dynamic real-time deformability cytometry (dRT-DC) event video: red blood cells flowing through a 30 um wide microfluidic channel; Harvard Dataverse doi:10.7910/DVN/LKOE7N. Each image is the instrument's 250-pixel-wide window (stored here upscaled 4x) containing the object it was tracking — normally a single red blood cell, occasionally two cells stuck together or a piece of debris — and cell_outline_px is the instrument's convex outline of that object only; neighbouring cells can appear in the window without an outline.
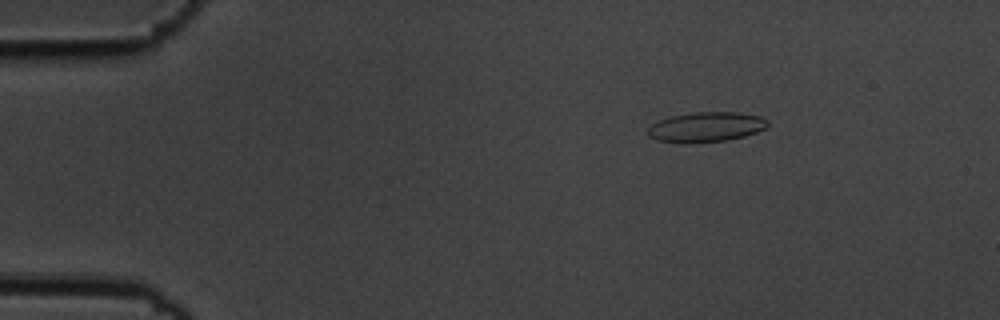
{"species": "common noctule bat (a hibernating species)", "species_latin": "Nyctalus noctula", "temperature_condition": "cold", "stored_images_in_passage": 6, "camera_frame_rate_fps": 3000, "um_per_image_px": 0.085, "animal": {"sex": "male", "body_mass_g": 19.5, "forearm_length_mm": 54.6}, "frame": {"image": 1, "passage_image": 3, "time_ms": 0.667, "image_size_px": [1000, 320], "cell_outline_px": [[768, 124], [764, 128], [756, 132], [744, 136], [728, 140], [688, 144], [684, 144], [656, 140], [648, 136], [648, 128], [652, 124], [660, 120], [672, 116], [696, 112], [736, 112], [764, 116], [768, 120]], "centroid_in_image_um": [60.02, 10.81], "position_along_channel_um": 25.0, "area_um2": 21.1}}